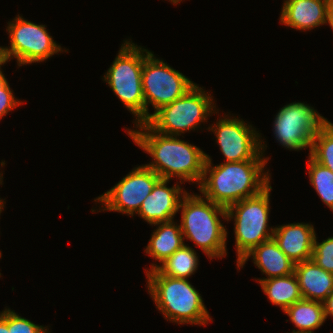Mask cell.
Here are the masks:
<instances>
[{"mask_svg": "<svg viewBox=\"0 0 333 333\" xmlns=\"http://www.w3.org/2000/svg\"><path fill=\"white\" fill-rule=\"evenodd\" d=\"M135 126L139 130L127 129V133L135 144L152 157L153 161L145 164L146 167L162 179L171 180L172 177H177L180 184L184 181L200 184L206 162L205 152L178 139V136L155 131L147 122Z\"/></svg>", "mask_w": 333, "mask_h": 333, "instance_id": "obj_1", "label": "cell"}, {"mask_svg": "<svg viewBox=\"0 0 333 333\" xmlns=\"http://www.w3.org/2000/svg\"><path fill=\"white\" fill-rule=\"evenodd\" d=\"M205 155L203 177L198 189L216 204L227 208L259 194L270 184L269 170L264 172L267 160L225 162L212 166L210 156Z\"/></svg>", "mask_w": 333, "mask_h": 333, "instance_id": "obj_2", "label": "cell"}, {"mask_svg": "<svg viewBox=\"0 0 333 333\" xmlns=\"http://www.w3.org/2000/svg\"><path fill=\"white\" fill-rule=\"evenodd\" d=\"M186 193L180 202L183 238L200 247L208 258L226 256L227 229L219 216L226 220V208L201 195Z\"/></svg>", "mask_w": 333, "mask_h": 333, "instance_id": "obj_3", "label": "cell"}, {"mask_svg": "<svg viewBox=\"0 0 333 333\" xmlns=\"http://www.w3.org/2000/svg\"><path fill=\"white\" fill-rule=\"evenodd\" d=\"M145 271L148 293L165 319L194 325H206L212 321L201 294L188 279L161 275L156 269Z\"/></svg>", "mask_w": 333, "mask_h": 333, "instance_id": "obj_4", "label": "cell"}, {"mask_svg": "<svg viewBox=\"0 0 333 333\" xmlns=\"http://www.w3.org/2000/svg\"><path fill=\"white\" fill-rule=\"evenodd\" d=\"M104 75L112 91L136 117L135 124L145 122V99L142 90L144 58L151 52L126 40Z\"/></svg>", "mask_w": 333, "mask_h": 333, "instance_id": "obj_5", "label": "cell"}, {"mask_svg": "<svg viewBox=\"0 0 333 333\" xmlns=\"http://www.w3.org/2000/svg\"><path fill=\"white\" fill-rule=\"evenodd\" d=\"M271 190L272 187L269 184L259 194L240 200L226 208V221L234 218L235 222L237 264L254 247L273 238L274 228L268 227Z\"/></svg>", "mask_w": 333, "mask_h": 333, "instance_id": "obj_6", "label": "cell"}, {"mask_svg": "<svg viewBox=\"0 0 333 333\" xmlns=\"http://www.w3.org/2000/svg\"><path fill=\"white\" fill-rule=\"evenodd\" d=\"M213 98L197 84L182 97L161 107L151 114L146 121L155 131L179 136L186 131L195 130L200 122L207 120V116L215 111Z\"/></svg>", "mask_w": 333, "mask_h": 333, "instance_id": "obj_7", "label": "cell"}, {"mask_svg": "<svg viewBox=\"0 0 333 333\" xmlns=\"http://www.w3.org/2000/svg\"><path fill=\"white\" fill-rule=\"evenodd\" d=\"M10 47L0 46L1 60L16 58L18 66L39 63L64 50L53 40L45 25H38L17 15L8 22Z\"/></svg>", "mask_w": 333, "mask_h": 333, "instance_id": "obj_8", "label": "cell"}, {"mask_svg": "<svg viewBox=\"0 0 333 333\" xmlns=\"http://www.w3.org/2000/svg\"><path fill=\"white\" fill-rule=\"evenodd\" d=\"M195 83L163 60L157 59L152 52L145 58L142 68V90L145 99V122L151 117L148 105L154 113L161 107L182 97Z\"/></svg>", "mask_w": 333, "mask_h": 333, "instance_id": "obj_9", "label": "cell"}, {"mask_svg": "<svg viewBox=\"0 0 333 333\" xmlns=\"http://www.w3.org/2000/svg\"><path fill=\"white\" fill-rule=\"evenodd\" d=\"M328 122L308 104L292 102L277 113L273 128L276 139L286 149L311 152L314 135Z\"/></svg>", "mask_w": 333, "mask_h": 333, "instance_id": "obj_10", "label": "cell"}, {"mask_svg": "<svg viewBox=\"0 0 333 333\" xmlns=\"http://www.w3.org/2000/svg\"><path fill=\"white\" fill-rule=\"evenodd\" d=\"M221 118L208 129L216 135V142L225 157L226 162H241L245 160H267L263 157L265 147L261 136L252 125L242 119Z\"/></svg>", "mask_w": 333, "mask_h": 333, "instance_id": "obj_11", "label": "cell"}, {"mask_svg": "<svg viewBox=\"0 0 333 333\" xmlns=\"http://www.w3.org/2000/svg\"><path fill=\"white\" fill-rule=\"evenodd\" d=\"M161 177L145 165L132 169L115 186L94 199L101 208L133 216L139 211L145 198L151 193Z\"/></svg>", "mask_w": 333, "mask_h": 333, "instance_id": "obj_12", "label": "cell"}, {"mask_svg": "<svg viewBox=\"0 0 333 333\" xmlns=\"http://www.w3.org/2000/svg\"><path fill=\"white\" fill-rule=\"evenodd\" d=\"M168 179H160L151 193L143 201L137 214L153 225L172 221L179 211L182 197L187 193L179 185L168 188Z\"/></svg>", "mask_w": 333, "mask_h": 333, "instance_id": "obj_13", "label": "cell"}, {"mask_svg": "<svg viewBox=\"0 0 333 333\" xmlns=\"http://www.w3.org/2000/svg\"><path fill=\"white\" fill-rule=\"evenodd\" d=\"M316 233L309 223H291L274 228L273 239L295 264L312 259Z\"/></svg>", "mask_w": 333, "mask_h": 333, "instance_id": "obj_14", "label": "cell"}, {"mask_svg": "<svg viewBox=\"0 0 333 333\" xmlns=\"http://www.w3.org/2000/svg\"><path fill=\"white\" fill-rule=\"evenodd\" d=\"M330 0L284 1L280 22L297 30H311L326 24L327 7Z\"/></svg>", "mask_w": 333, "mask_h": 333, "instance_id": "obj_15", "label": "cell"}, {"mask_svg": "<svg viewBox=\"0 0 333 333\" xmlns=\"http://www.w3.org/2000/svg\"><path fill=\"white\" fill-rule=\"evenodd\" d=\"M249 257H252L257 268L267 275V278L255 279L259 283L264 279L291 275L295 270V263L286 256L273 238L254 247L237 264V268H242Z\"/></svg>", "mask_w": 333, "mask_h": 333, "instance_id": "obj_16", "label": "cell"}, {"mask_svg": "<svg viewBox=\"0 0 333 333\" xmlns=\"http://www.w3.org/2000/svg\"><path fill=\"white\" fill-rule=\"evenodd\" d=\"M294 274L303 299L323 303L333 292V273L319 267L313 259L295 264Z\"/></svg>", "mask_w": 333, "mask_h": 333, "instance_id": "obj_17", "label": "cell"}, {"mask_svg": "<svg viewBox=\"0 0 333 333\" xmlns=\"http://www.w3.org/2000/svg\"><path fill=\"white\" fill-rule=\"evenodd\" d=\"M153 225H157L158 228L152 232L153 234L144 251L162 263L184 245V238L181 226L176 224L174 220Z\"/></svg>", "mask_w": 333, "mask_h": 333, "instance_id": "obj_18", "label": "cell"}, {"mask_svg": "<svg viewBox=\"0 0 333 333\" xmlns=\"http://www.w3.org/2000/svg\"><path fill=\"white\" fill-rule=\"evenodd\" d=\"M290 321L298 330L293 333H314L325 322V311L322 302L301 299L289 306L285 311Z\"/></svg>", "mask_w": 333, "mask_h": 333, "instance_id": "obj_19", "label": "cell"}, {"mask_svg": "<svg viewBox=\"0 0 333 333\" xmlns=\"http://www.w3.org/2000/svg\"><path fill=\"white\" fill-rule=\"evenodd\" d=\"M259 284L272 304L280 306L283 312L292 304L303 299L294 273L264 279Z\"/></svg>", "mask_w": 333, "mask_h": 333, "instance_id": "obj_20", "label": "cell"}, {"mask_svg": "<svg viewBox=\"0 0 333 333\" xmlns=\"http://www.w3.org/2000/svg\"><path fill=\"white\" fill-rule=\"evenodd\" d=\"M194 250L184 244L162 262V265L151 264L150 271L156 269L161 275L188 279L198 267V256Z\"/></svg>", "mask_w": 333, "mask_h": 333, "instance_id": "obj_21", "label": "cell"}, {"mask_svg": "<svg viewBox=\"0 0 333 333\" xmlns=\"http://www.w3.org/2000/svg\"><path fill=\"white\" fill-rule=\"evenodd\" d=\"M307 164L311 185L322 202L333 211V172L316 162L310 155Z\"/></svg>", "mask_w": 333, "mask_h": 333, "instance_id": "obj_22", "label": "cell"}, {"mask_svg": "<svg viewBox=\"0 0 333 333\" xmlns=\"http://www.w3.org/2000/svg\"><path fill=\"white\" fill-rule=\"evenodd\" d=\"M310 156L333 172V123L328 121L315 135Z\"/></svg>", "mask_w": 333, "mask_h": 333, "instance_id": "obj_23", "label": "cell"}, {"mask_svg": "<svg viewBox=\"0 0 333 333\" xmlns=\"http://www.w3.org/2000/svg\"><path fill=\"white\" fill-rule=\"evenodd\" d=\"M312 259L319 267L333 273V236L328 237L321 243L315 237Z\"/></svg>", "mask_w": 333, "mask_h": 333, "instance_id": "obj_24", "label": "cell"}, {"mask_svg": "<svg viewBox=\"0 0 333 333\" xmlns=\"http://www.w3.org/2000/svg\"><path fill=\"white\" fill-rule=\"evenodd\" d=\"M48 329L47 326L36 325L8 308L9 333H49Z\"/></svg>", "mask_w": 333, "mask_h": 333, "instance_id": "obj_25", "label": "cell"}, {"mask_svg": "<svg viewBox=\"0 0 333 333\" xmlns=\"http://www.w3.org/2000/svg\"><path fill=\"white\" fill-rule=\"evenodd\" d=\"M22 104L13 95V90L10 89L9 84H7L0 93V120L2 117L7 115L9 111L13 110L15 107Z\"/></svg>", "mask_w": 333, "mask_h": 333, "instance_id": "obj_26", "label": "cell"}, {"mask_svg": "<svg viewBox=\"0 0 333 333\" xmlns=\"http://www.w3.org/2000/svg\"><path fill=\"white\" fill-rule=\"evenodd\" d=\"M323 305L325 311V318L327 319L329 315L333 317V292H331L327 296L326 300L323 302Z\"/></svg>", "mask_w": 333, "mask_h": 333, "instance_id": "obj_27", "label": "cell"}, {"mask_svg": "<svg viewBox=\"0 0 333 333\" xmlns=\"http://www.w3.org/2000/svg\"><path fill=\"white\" fill-rule=\"evenodd\" d=\"M0 333H9L7 308L0 313Z\"/></svg>", "mask_w": 333, "mask_h": 333, "instance_id": "obj_28", "label": "cell"}, {"mask_svg": "<svg viewBox=\"0 0 333 333\" xmlns=\"http://www.w3.org/2000/svg\"><path fill=\"white\" fill-rule=\"evenodd\" d=\"M329 24L333 30V0H330L327 7L326 13V24Z\"/></svg>", "mask_w": 333, "mask_h": 333, "instance_id": "obj_29", "label": "cell"}, {"mask_svg": "<svg viewBox=\"0 0 333 333\" xmlns=\"http://www.w3.org/2000/svg\"><path fill=\"white\" fill-rule=\"evenodd\" d=\"M6 62L4 60L0 61V93H2V89L8 84L7 79L5 78L3 72L1 71V66Z\"/></svg>", "mask_w": 333, "mask_h": 333, "instance_id": "obj_30", "label": "cell"}, {"mask_svg": "<svg viewBox=\"0 0 333 333\" xmlns=\"http://www.w3.org/2000/svg\"><path fill=\"white\" fill-rule=\"evenodd\" d=\"M2 175H3V173L1 172V173H0V184H1V185H2V182H3V181H2V180H3ZM4 202H5V201H4V200L2 201L1 198H0V214H1L2 210H3V208H4Z\"/></svg>", "mask_w": 333, "mask_h": 333, "instance_id": "obj_31", "label": "cell"}, {"mask_svg": "<svg viewBox=\"0 0 333 333\" xmlns=\"http://www.w3.org/2000/svg\"><path fill=\"white\" fill-rule=\"evenodd\" d=\"M169 1H171L172 3H174L176 5V4L180 3V1H182V0H169Z\"/></svg>", "mask_w": 333, "mask_h": 333, "instance_id": "obj_32", "label": "cell"}]
</instances>
